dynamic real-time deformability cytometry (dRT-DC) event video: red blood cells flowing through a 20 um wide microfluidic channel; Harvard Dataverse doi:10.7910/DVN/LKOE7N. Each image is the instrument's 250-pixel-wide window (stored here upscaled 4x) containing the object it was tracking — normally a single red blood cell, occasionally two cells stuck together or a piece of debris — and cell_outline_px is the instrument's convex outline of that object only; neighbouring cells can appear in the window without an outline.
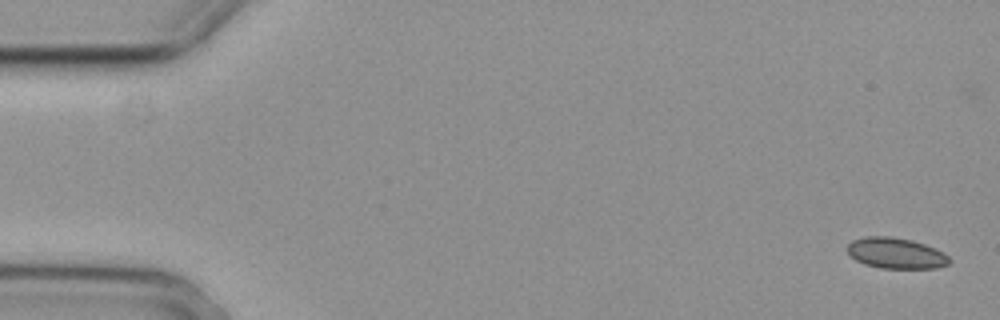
{"species": "common noctule bat (a hibernating species)", "species_latin": "Nyctalus noctula", "temperature_condition": "cold", "stored_images_in_passage": 6, "camera_frame_rate_fps": 3000, "um_per_image_px": 0.085, "animal": {"sex": "female", "body_mass_g": 29.2, "forearm_length_mm": 56.3}, "frame": {"image": 1, "passage_image": 1, "time_ms": 0.0, "image_size_px": [1000, 320], "cell_outline_px": [[952, 260], [948, 264], [936, 268], [880, 268], [864, 264], [856, 260], [844, 248], [852, 240], [864, 236], [892, 236], [912, 240], [936, 248], [944, 252]], "centroid_in_image_um": [76.15, 21.51], "position_along_channel_um": 8.9, "area_um2": 18.55}}
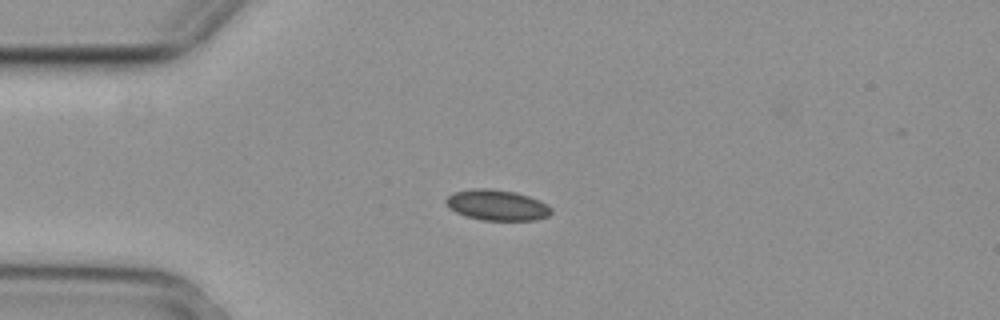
{"frame": {"image": 2, "passage_image": 4, "time_ms": 1.0, "image_size_px": [1000, 320], "cell_outline_px": [[552, 212], [548, 216], [536, 220], [480, 220], [464, 216], [448, 208], [444, 204], [444, 200], [448, 196], [456, 192], [472, 188], [488, 188], [516, 192], [540, 200], [548, 204], [552, 208]], "centroid_in_image_um": [42.23, 17.44], "position_along_channel_um": 42.8, "area_um2": 19.07}}